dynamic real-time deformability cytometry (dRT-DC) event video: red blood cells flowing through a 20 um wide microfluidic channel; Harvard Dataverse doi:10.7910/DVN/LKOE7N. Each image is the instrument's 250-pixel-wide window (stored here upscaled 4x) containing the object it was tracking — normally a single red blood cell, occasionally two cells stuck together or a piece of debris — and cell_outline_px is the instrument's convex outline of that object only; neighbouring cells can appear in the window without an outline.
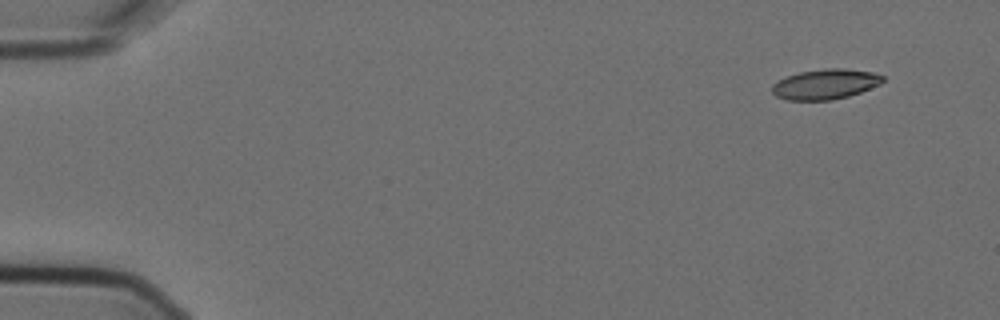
{"species": "Egyptian fruit bat (a non-hibernating species)", "species_latin": "Rousettus aegyptiacus", "temperature_condition": "cold", "stored_images_in_passage": 4, "camera_frame_rate_fps": 3000, "um_per_image_px": 0.085, "animal": {"sex": "female"}, "frame": {"image": 1, "passage_image": 1, "time_ms": 0.0, "image_size_px": [1000, 320], "cell_outline_px": [[884, 80], [880, 84], [860, 92], [848, 96], [832, 100], [788, 100], [776, 96], [772, 92], [772, 84], [776, 80], [800, 72], [828, 68], [844, 68], [872, 72], [884, 76]], "centroid_in_image_um": [70.14, 7.15], "position_along_channel_um": 14.9, "area_um2": 19.42}}
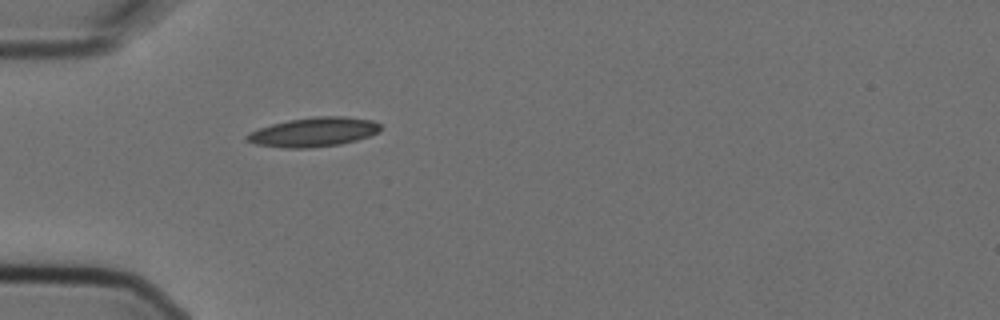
{"frame": {"image": 2, "passage_image": 4, "time_ms": 1.0, "image_size_px": [1000, 320], "cell_outline_px": [[380, 132], [356, 140], [340, 144], [312, 148], [284, 148], [256, 144], [244, 140], [244, 136], [260, 128], [272, 124], [288, 120], [316, 116], [344, 116], [372, 120], [380, 124]], "centroid_in_image_um": [26.66, 11.23], "position_along_channel_um": 58.3, "area_um2": 22.77}}